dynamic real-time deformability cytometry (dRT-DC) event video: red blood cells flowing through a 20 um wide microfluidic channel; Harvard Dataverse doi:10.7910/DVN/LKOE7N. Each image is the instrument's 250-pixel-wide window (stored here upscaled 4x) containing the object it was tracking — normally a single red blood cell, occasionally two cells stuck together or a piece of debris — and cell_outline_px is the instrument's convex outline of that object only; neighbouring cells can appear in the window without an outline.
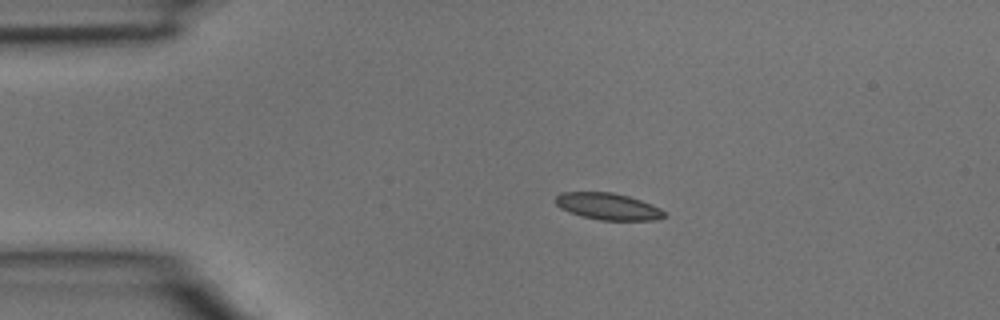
{"species": "common noctule bat (a hibernating species)", "species_latin": "Nyctalus noctula", "temperature_condition": "room temperature", "stored_images_in_passage": 2, "camera_frame_rate_fps": 3000, "um_per_image_px": 0.085, "animal": {"sex": "male", "body_mass_g": 15.6}, "frame": {"image": 1, "passage_image": 1, "time_ms": 0.0, "image_size_px": [1000, 320], "cell_outline_px": [[668, 216], [656, 220], [600, 220], [568, 212], [560, 208], [556, 204], [556, 196], [560, 192], [612, 192], [628, 196], [652, 204], [660, 208]], "centroid_in_image_um": [51.69, 17.54], "position_along_channel_um": 33.3, "area_um2": 16.94}}